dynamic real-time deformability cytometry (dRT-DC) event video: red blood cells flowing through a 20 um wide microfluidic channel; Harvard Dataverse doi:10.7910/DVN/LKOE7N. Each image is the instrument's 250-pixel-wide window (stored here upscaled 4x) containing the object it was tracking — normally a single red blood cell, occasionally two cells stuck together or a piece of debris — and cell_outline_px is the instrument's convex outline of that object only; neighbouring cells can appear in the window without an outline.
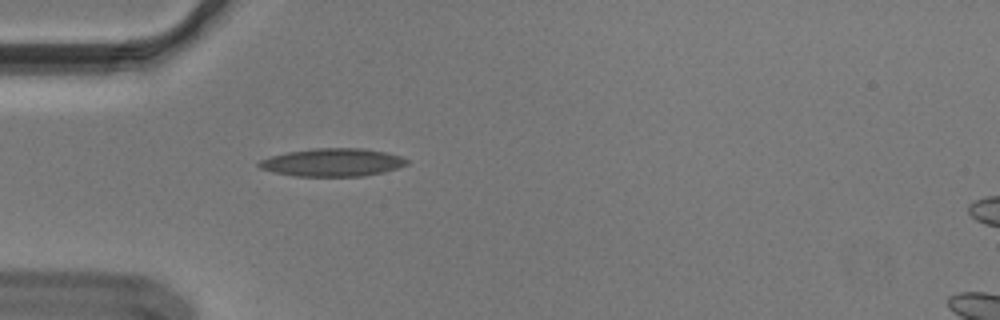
{"species": "Egyptian fruit bat (a non-hibernating species)", "species_latin": "Rousettus aegyptiacus", "temperature_condition": "cold", "stored_images_in_passage": 39, "camera_frame_rate_fps": 3000, "um_per_image_px": 0.085, "animal": {"sex": "male"}, "frame": {"image": 1, "passage_image": 1, "time_ms": 0.0, "image_size_px": [1000, 320], "cell_outline_px": [[408, 164], [384, 172], [364, 176], [296, 176], [272, 172], [260, 168], [256, 164], [260, 160], [272, 156], [288, 152], [316, 148], [364, 148], [384, 152], [400, 156], [408, 160]], "centroid_in_image_um": [28.26, 13.81], "position_along_channel_um": 56.7, "area_um2": 23.99}}
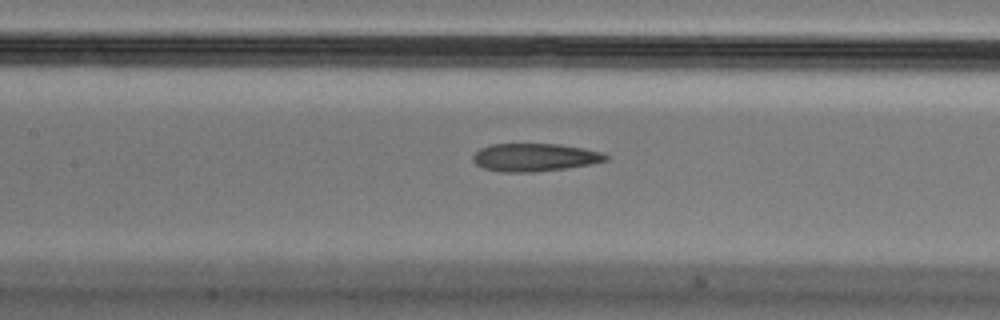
{"frame": {"image": 2, "passage_image": 10, "time_ms": 3.0, "image_size_px": [1000, 320], "cell_outline_px": [[608, 160], [592, 164], [536, 172], [500, 172], [484, 168], [476, 164], [472, 160], [472, 156], [480, 148], [492, 144], [560, 144], [584, 148], [604, 152], [608, 156]], "centroid_in_image_um": [45.46, 13.37], "position_along_channel_um": 161.9, "area_um2": 21.73}}
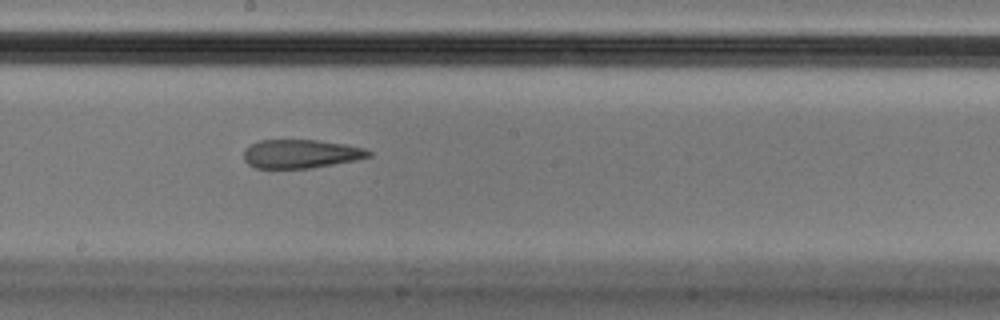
{"frame": {"image": 3, "passage_image": 15, "time_ms": 4.667, "image_size_px": [1000, 320], "cell_outline_px": [[372, 156], [356, 160], [312, 168], [256, 168], [248, 164], [244, 160], [244, 152], [252, 144], [260, 140], [316, 140], [344, 144], [364, 148], [372, 152]], "centroid_in_image_um": [25.6, 13.08], "position_along_channel_um": 222.6, "area_um2": 20.75}, "authors_computed_cell_mechanics": {"area_um2": 22.9466, "velocity_mm_per_s": 3.6516, "shape_relaxation_time_tau1_ms": null, "shape_relaxation_time_tau2_ms": 4.4703, "deformation_change_tau1": null, "deformation_change_tau2": 0.1599}}